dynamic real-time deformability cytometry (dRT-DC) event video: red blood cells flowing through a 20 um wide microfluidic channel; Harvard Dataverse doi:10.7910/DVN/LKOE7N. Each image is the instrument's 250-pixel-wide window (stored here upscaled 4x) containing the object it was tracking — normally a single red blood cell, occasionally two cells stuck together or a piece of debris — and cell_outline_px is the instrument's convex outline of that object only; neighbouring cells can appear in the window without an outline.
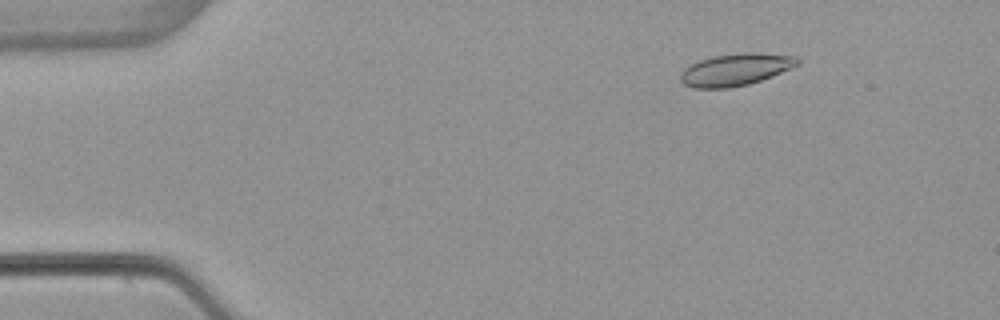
{"species": "common noctule bat (a hibernating species)", "species_latin": "Nyctalus noctula", "temperature_condition": "warm", "stored_images_in_passage": 53, "camera_frame_rate_fps": 3000, "um_per_image_px": 0.085, "animal": {"sex": "female", "body_mass_g": 22.7, "forearm_length_mm": 54.2}, "frame": {"image": 1, "passage_image": 8, "time_ms": 2.333, "image_size_px": [1000, 320], "cell_outline_px": [[800, 64], [792, 68], [772, 76], [748, 84], [728, 88], [692, 88], [684, 84], [680, 80], [680, 72], [684, 68], [700, 60], [712, 56], [740, 52], [756, 52], [796, 56], [800, 60]], "centroid_in_image_um": [62.53, 5.9], "position_along_channel_um": 22.5, "area_um2": 22.08}}
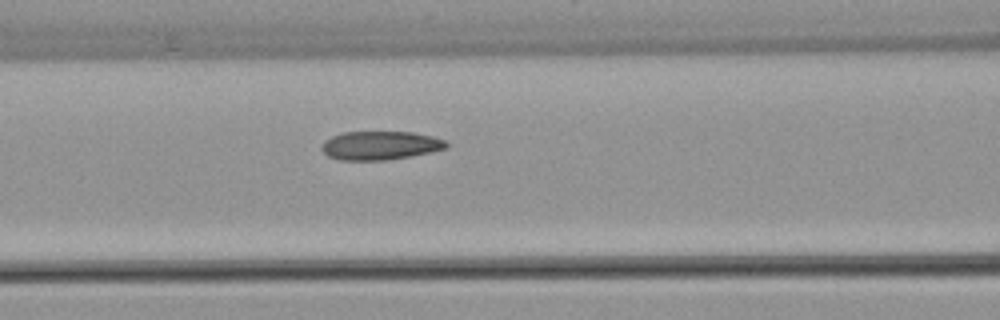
{"frame": {"image": 2, "passage_image": 23, "time_ms": 7.333, "image_size_px": [1000, 320], "cell_outline_px": [[448, 148], [412, 156], [388, 160], [336, 160], [328, 156], [320, 148], [324, 140], [332, 136], [344, 132], [412, 132], [432, 136], [448, 140]], "centroid_in_image_um": [32.33, 12.37], "position_along_channel_um": 134.3, "area_um2": 21.04}}
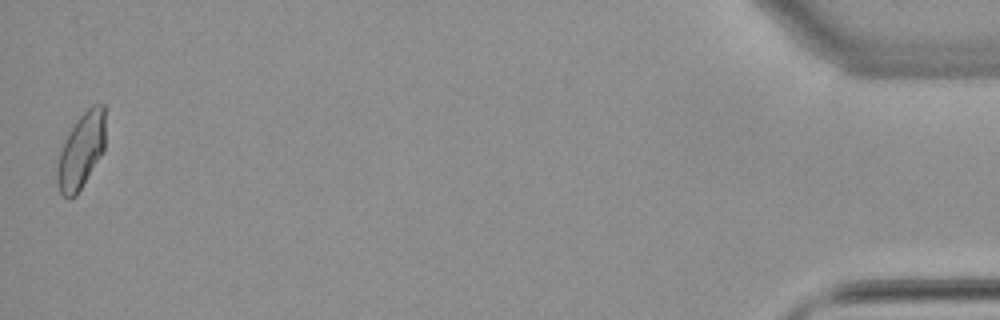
{"frame": {"image": 3, "passage_image": 53, "time_ms": 17.333, "image_size_px": [1000, 320], "cell_outline_px": [[104, 148], [100, 156], [76, 196], [68, 200], [60, 192], [56, 180], [56, 168], [60, 152], [64, 140], [80, 116], [92, 104], [104, 104]], "centroid_in_image_um": [6.87, 12.84], "position_along_channel_um": 428.3, "area_um2": 20.87}, "authors_computed_cell_mechanics": {"area_um2": 21.2704, "velocity_mm_per_s": 3.8817, "shape_relaxation_time_tau1_ms": 11.0081, "shape_relaxation_time_tau2_ms": 2.3225, "deformation_change_tau1": 0.2202, "deformation_change_tau2": 0.072}}